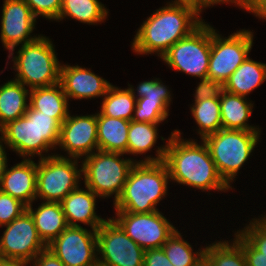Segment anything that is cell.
I'll use <instances>...</instances> for the list:
<instances>
[{"mask_svg":"<svg viewBox=\"0 0 266 266\" xmlns=\"http://www.w3.org/2000/svg\"><path fill=\"white\" fill-rule=\"evenodd\" d=\"M180 135V130H174L166 145L158 146L157 157L147 156L138 163L164 162L172 181L202 191L232 189L220 176L205 142L185 141Z\"/></svg>","mask_w":266,"mask_h":266,"instance_id":"6da1fadb","label":"cell"},{"mask_svg":"<svg viewBox=\"0 0 266 266\" xmlns=\"http://www.w3.org/2000/svg\"><path fill=\"white\" fill-rule=\"evenodd\" d=\"M143 21L132 42L137 54L161 58L177 41L189 36L203 20L190 0H174Z\"/></svg>","mask_w":266,"mask_h":266,"instance_id":"7a4b0ae2","label":"cell"},{"mask_svg":"<svg viewBox=\"0 0 266 266\" xmlns=\"http://www.w3.org/2000/svg\"><path fill=\"white\" fill-rule=\"evenodd\" d=\"M60 129L61 124L53 115L42 114L28 106L26 113L4 125L0 134L3 143L23 158L28 156L29 159L36 154L41 159L53 156L42 153H48L49 149L53 150L58 146Z\"/></svg>","mask_w":266,"mask_h":266,"instance_id":"3957f363","label":"cell"},{"mask_svg":"<svg viewBox=\"0 0 266 266\" xmlns=\"http://www.w3.org/2000/svg\"><path fill=\"white\" fill-rule=\"evenodd\" d=\"M169 172L164 162L135 163L120 197L114 202L116 212L151 213L167 194Z\"/></svg>","mask_w":266,"mask_h":266,"instance_id":"277c9868","label":"cell"},{"mask_svg":"<svg viewBox=\"0 0 266 266\" xmlns=\"http://www.w3.org/2000/svg\"><path fill=\"white\" fill-rule=\"evenodd\" d=\"M49 38L38 35L34 41L20 45L17 56L12 57L15 79L29 90L60 83L61 63Z\"/></svg>","mask_w":266,"mask_h":266,"instance_id":"5b68a950","label":"cell"},{"mask_svg":"<svg viewBox=\"0 0 266 266\" xmlns=\"http://www.w3.org/2000/svg\"><path fill=\"white\" fill-rule=\"evenodd\" d=\"M260 133L222 128L203 139L220 176L229 186L254 151Z\"/></svg>","mask_w":266,"mask_h":266,"instance_id":"8992f818","label":"cell"},{"mask_svg":"<svg viewBox=\"0 0 266 266\" xmlns=\"http://www.w3.org/2000/svg\"><path fill=\"white\" fill-rule=\"evenodd\" d=\"M123 153L96 150L82 160V178L85 188H89L100 198L114 195V202L120 197L128 175L136 160L122 159Z\"/></svg>","mask_w":266,"mask_h":266,"instance_id":"52a82bcc","label":"cell"},{"mask_svg":"<svg viewBox=\"0 0 266 266\" xmlns=\"http://www.w3.org/2000/svg\"><path fill=\"white\" fill-rule=\"evenodd\" d=\"M78 158L59 154L39 159L37 163L36 200L61 202L80 185L82 168L78 169Z\"/></svg>","mask_w":266,"mask_h":266,"instance_id":"ba28073f","label":"cell"},{"mask_svg":"<svg viewBox=\"0 0 266 266\" xmlns=\"http://www.w3.org/2000/svg\"><path fill=\"white\" fill-rule=\"evenodd\" d=\"M211 53V26L204 21L189 36L177 41L161 59L187 75L206 78Z\"/></svg>","mask_w":266,"mask_h":266,"instance_id":"9c48e42d","label":"cell"},{"mask_svg":"<svg viewBox=\"0 0 266 266\" xmlns=\"http://www.w3.org/2000/svg\"><path fill=\"white\" fill-rule=\"evenodd\" d=\"M253 38V32L245 29L222 38L211 26V53L207 77L224 85L249 56Z\"/></svg>","mask_w":266,"mask_h":266,"instance_id":"30bf717a","label":"cell"},{"mask_svg":"<svg viewBox=\"0 0 266 266\" xmlns=\"http://www.w3.org/2000/svg\"><path fill=\"white\" fill-rule=\"evenodd\" d=\"M98 264L143 266L144 251L110 217L97 229Z\"/></svg>","mask_w":266,"mask_h":266,"instance_id":"8fae6325","label":"cell"},{"mask_svg":"<svg viewBox=\"0 0 266 266\" xmlns=\"http://www.w3.org/2000/svg\"><path fill=\"white\" fill-rule=\"evenodd\" d=\"M116 215L113 220L143 250L161 248L176 230L160 211L116 212Z\"/></svg>","mask_w":266,"mask_h":266,"instance_id":"7c38bea8","label":"cell"},{"mask_svg":"<svg viewBox=\"0 0 266 266\" xmlns=\"http://www.w3.org/2000/svg\"><path fill=\"white\" fill-rule=\"evenodd\" d=\"M0 239V258L31 262L47 245L39 237L34 219L28 210L11 223Z\"/></svg>","mask_w":266,"mask_h":266,"instance_id":"4fadbf2b","label":"cell"},{"mask_svg":"<svg viewBox=\"0 0 266 266\" xmlns=\"http://www.w3.org/2000/svg\"><path fill=\"white\" fill-rule=\"evenodd\" d=\"M65 266H95L98 264L97 230L68 226L47 245Z\"/></svg>","mask_w":266,"mask_h":266,"instance_id":"5bb4252c","label":"cell"},{"mask_svg":"<svg viewBox=\"0 0 266 266\" xmlns=\"http://www.w3.org/2000/svg\"><path fill=\"white\" fill-rule=\"evenodd\" d=\"M1 17V42L3 47L9 50L8 59H10L15 47L38 38L30 35L35 28L37 18L24 0H4Z\"/></svg>","mask_w":266,"mask_h":266,"instance_id":"9a60e30c","label":"cell"},{"mask_svg":"<svg viewBox=\"0 0 266 266\" xmlns=\"http://www.w3.org/2000/svg\"><path fill=\"white\" fill-rule=\"evenodd\" d=\"M58 146L69 158L86 157L98 150L97 114L71 116L69 113L61 124Z\"/></svg>","mask_w":266,"mask_h":266,"instance_id":"2e32d148","label":"cell"},{"mask_svg":"<svg viewBox=\"0 0 266 266\" xmlns=\"http://www.w3.org/2000/svg\"><path fill=\"white\" fill-rule=\"evenodd\" d=\"M60 84L68 100L69 98L80 100L103 97L111 85L90 69L67 64H61Z\"/></svg>","mask_w":266,"mask_h":266,"instance_id":"e0dca14e","label":"cell"},{"mask_svg":"<svg viewBox=\"0 0 266 266\" xmlns=\"http://www.w3.org/2000/svg\"><path fill=\"white\" fill-rule=\"evenodd\" d=\"M37 163L31 158L6 167L0 182V191L20 200L26 206L36 200Z\"/></svg>","mask_w":266,"mask_h":266,"instance_id":"ac0fdd59","label":"cell"},{"mask_svg":"<svg viewBox=\"0 0 266 266\" xmlns=\"http://www.w3.org/2000/svg\"><path fill=\"white\" fill-rule=\"evenodd\" d=\"M98 197L89 188L82 190L78 187L69 193L61 201L68 226H81L77 224L81 222L90 225L89 227L93 230H97L106 221V219L96 215V198Z\"/></svg>","mask_w":266,"mask_h":266,"instance_id":"d6986e66","label":"cell"},{"mask_svg":"<svg viewBox=\"0 0 266 266\" xmlns=\"http://www.w3.org/2000/svg\"><path fill=\"white\" fill-rule=\"evenodd\" d=\"M252 220L234 234V240L242 247L247 266H266V216Z\"/></svg>","mask_w":266,"mask_h":266,"instance_id":"ffe728a7","label":"cell"},{"mask_svg":"<svg viewBox=\"0 0 266 266\" xmlns=\"http://www.w3.org/2000/svg\"><path fill=\"white\" fill-rule=\"evenodd\" d=\"M35 209L32 204L27 206L39 237L48 245L68 227L61 202H42Z\"/></svg>","mask_w":266,"mask_h":266,"instance_id":"44dd1931","label":"cell"},{"mask_svg":"<svg viewBox=\"0 0 266 266\" xmlns=\"http://www.w3.org/2000/svg\"><path fill=\"white\" fill-rule=\"evenodd\" d=\"M253 104L245 96L235 95L222 90L220 110L223 129L261 131L259 127L247 124L252 114Z\"/></svg>","mask_w":266,"mask_h":266,"instance_id":"7402d4cb","label":"cell"},{"mask_svg":"<svg viewBox=\"0 0 266 266\" xmlns=\"http://www.w3.org/2000/svg\"><path fill=\"white\" fill-rule=\"evenodd\" d=\"M130 121L97 113L98 150L127 154Z\"/></svg>","mask_w":266,"mask_h":266,"instance_id":"603a6c76","label":"cell"},{"mask_svg":"<svg viewBox=\"0 0 266 266\" xmlns=\"http://www.w3.org/2000/svg\"><path fill=\"white\" fill-rule=\"evenodd\" d=\"M29 106L42 114L53 115L60 124L68 117V98L60 83L30 90Z\"/></svg>","mask_w":266,"mask_h":266,"instance_id":"cb8c5ba5","label":"cell"},{"mask_svg":"<svg viewBox=\"0 0 266 266\" xmlns=\"http://www.w3.org/2000/svg\"><path fill=\"white\" fill-rule=\"evenodd\" d=\"M265 80L266 64L254 61L248 56L224 83L223 90L246 97Z\"/></svg>","mask_w":266,"mask_h":266,"instance_id":"d4e9b609","label":"cell"},{"mask_svg":"<svg viewBox=\"0 0 266 266\" xmlns=\"http://www.w3.org/2000/svg\"><path fill=\"white\" fill-rule=\"evenodd\" d=\"M29 93L30 90L16 80L7 81L0 86V129L26 113Z\"/></svg>","mask_w":266,"mask_h":266,"instance_id":"484cf974","label":"cell"},{"mask_svg":"<svg viewBox=\"0 0 266 266\" xmlns=\"http://www.w3.org/2000/svg\"><path fill=\"white\" fill-rule=\"evenodd\" d=\"M108 10L99 0H62L58 21L70 17L90 25L104 22Z\"/></svg>","mask_w":266,"mask_h":266,"instance_id":"4316f807","label":"cell"},{"mask_svg":"<svg viewBox=\"0 0 266 266\" xmlns=\"http://www.w3.org/2000/svg\"><path fill=\"white\" fill-rule=\"evenodd\" d=\"M100 113L111 118H120L131 121L137 99L130 88L120 89L112 84L103 96Z\"/></svg>","mask_w":266,"mask_h":266,"instance_id":"83f0119b","label":"cell"},{"mask_svg":"<svg viewBox=\"0 0 266 266\" xmlns=\"http://www.w3.org/2000/svg\"><path fill=\"white\" fill-rule=\"evenodd\" d=\"M190 108L201 140L222 129L220 98L204 99L195 102Z\"/></svg>","mask_w":266,"mask_h":266,"instance_id":"f1b7e54d","label":"cell"},{"mask_svg":"<svg viewBox=\"0 0 266 266\" xmlns=\"http://www.w3.org/2000/svg\"><path fill=\"white\" fill-rule=\"evenodd\" d=\"M174 266H194L205 255V247L193 252L192 246L182 238L178 229L161 247Z\"/></svg>","mask_w":266,"mask_h":266,"instance_id":"f546056e","label":"cell"},{"mask_svg":"<svg viewBox=\"0 0 266 266\" xmlns=\"http://www.w3.org/2000/svg\"><path fill=\"white\" fill-rule=\"evenodd\" d=\"M158 124L136 122L131 120L127 139V155L128 154H145L155 145L158 138Z\"/></svg>","mask_w":266,"mask_h":266,"instance_id":"4dcf8cb0","label":"cell"},{"mask_svg":"<svg viewBox=\"0 0 266 266\" xmlns=\"http://www.w3.org/2000/svg\"><path fill=\"white\" fill-rule=\"evenodd\" d=\"M214 266H247L242 247L233 243L219 241L205 247L204 255Z\"/></svg>","mask_w":266,"mask_h":266,"instance_id":"1f68e13d","label":"cell"},{"mask_svg":"<svg viewBox=\"0 0 266 266\" xmlns=\"http://www.w3.org/2000/svg\"><path fill=\"white\" fill-rule=\"evenodd\" d=\"M169 105L166 102L146 101L139 98L136 101L132 120L136 122L161 123L168 118Z\"/></svg>","mask_w":266,"mask_h":266,"instance_id":"d6a6232c","label":"cell"},{"mask_svg":"<svg viewBox=\"0 0 266 266\" xmlns=\"http://www.w3.org/2000/svg\"><path fill=\"white\" fill-rule=\"evenodd\" d=\"M129 88L136 99L146 98V101L166 102L168 105H170L172 99L170 91L167 89L166 85H163L162 81L158 78L141 82L136 90L130 84ZM135 91H137L138 95L135 94Z\"/></svg>","mask_w":266,"mask_h":266,"instance_id":"836d02e7","label":"cell"},{"mask_svg":"<svg viewBox=\"0 0 266 266\" xmlns=\"http://www.w3.org/2000/svg\"><path fill=\"white\" fill-rule=\"evenodd\" d=\"M27 210L20 200L0 191V226L11 223Z\"/></svg>","mask_w":266,"mask_h":266,"instance_id":"e575fe53","label":"cell"},{"mask_svg":"<svg viewBox=\"0 0 266 266\" xmlns=\"http://www.w3.org/2000/svg\"><path fill=\"white\" fill-rule=\"evenodd\" d=\"M35 17L58 21L62 0H24Z\"/></svg>","mask_w":266,"mask_h":266,"instance_id":"d590c367","label":"cell"},{"mask_svg":"<svg viewBox=\"0 0 266 266\" xmlns=\"http://www.w3.org/2000/svg\"><path fill=\"white\" fill-rule=\"evenodd\" d=\"M223 90V85L219 81L212 80L211 78H202L195 90L194 103L211 98H220V93Z\"/></svg>","mask_w":266,"mask_h":266,"instance_id":"8d00e7d4","label":"cell"},{"mask_svg":"<svg viewBox=\"0 0 266 266\" xmlns=\"http://www.w3.org/2000/svg\"><path fill=\"white\" fill-rule=\"evenodd\" d=\"M143 266H174L168 260L162 248L144 251Z\"/></svg>","mask_w":266,"mask_h":266,"instance_id":"74e56055","label":"cell"},{"mask_svg":"<svg viewBox=\"0 0 266 266\" xmlns=\"http://www.w3.org/2000/svg\"><path fill=\"white\" fill-rule=\"evenodd\" d=\"M30 263H32L33 266H65L48 248L41 251Z\"/></svg>","mask_w":266,"mask_h":266,"instance_id":"f35d334b","label":"cell"},{"mask_svg":"<svg viewBox=\"0 0 266 266\" xmlns=\"http://www.w3.org/2000/svg\"><path fill=\"white\" fill-rule=\"evenodd\" d=\"M191 3L195 6L199 14L203 10V8H207L209 6H213L215 4H220V3H235V5L239 6L240 8H243L246 10V0H190Z\"/></svg>","mask_w":266,"mask_h":266,"instance_id":"ab89813d","label":"cell"},{"mask_svg":"<svg viewBox=\"0 0 266 266\" xmlns=\"http://www.w3.org/2000/svg\"><path fill=\"white\" fill-rule=\"evenodd\" d=\"M2 142L4 141L2 136H0V182L3 178V175L7 167V156L5 152L6 146L4 147Z\"/></svg>","mask_w":266,"mask_h":266,"instance_id":"60d3db41","label":"cell"},{"mask_svg":"<svg viewBox=\"0 0 266 266\" xmlns=\"http://www.w3.org/2000/svg\"><path fill=\"white\" fill-rule=\"evenodd\" d=\"M30 262L25 260L1 259L0 266H27Z\"/></svg>","mask_w":266,"mask_h":266,"instance_id":"b9f144b4","label":"cell"},{"mask_svg":"<svg viewBox=\"0 0 266 266\" xmlns=\"http://www.w3.org/2000/svg\"><path fill=\"white\" fill-rule=\"evenodd\" d=\"M263 0H246V11L249 13Z\"/></svg>","mask_w":266,"mask_h":266,"instance_id":"7bdbcfd3","label":"cell"},{"mask_svg":"<svg viewBox=\"0 0 266 266\" xmlns=\"http://www.w3.org/2000/svg\"><path fill=\"white\" fill-rule=\"evenodd\" d=\"M194 266H214L205 256L201 258Z\"/></svg>","mask_w":266,"mask_h":266,"instance_id":"ee69618b","label":"cell"}]
</instances>
